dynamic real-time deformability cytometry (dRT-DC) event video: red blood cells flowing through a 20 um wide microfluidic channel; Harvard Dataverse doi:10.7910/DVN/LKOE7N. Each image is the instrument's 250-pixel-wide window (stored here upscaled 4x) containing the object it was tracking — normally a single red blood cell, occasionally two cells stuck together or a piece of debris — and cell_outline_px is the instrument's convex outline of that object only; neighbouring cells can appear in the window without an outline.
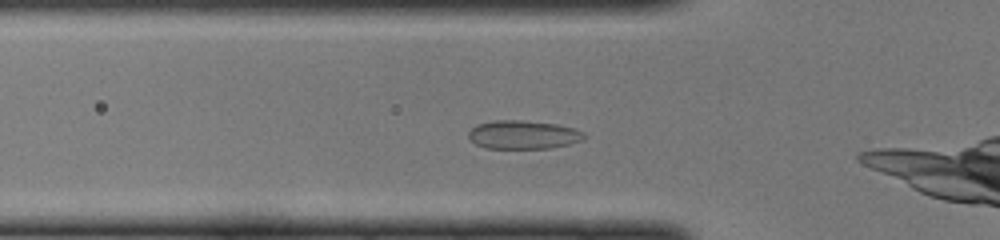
{"species": "common noctule bat (a hibernating species)", "species_latin": "Nyctalus noctula", "temperature_condition": "cold", "stored_images_in_passage": 29, "camera_frame_rate_fps": 3000, "um_per_image_px": 0.085, "animal": {"sex": "female", "body_mass_g": 22.0, "forearm_length_mm": 56.7}, "frame": {"image": 1, "passage_image": 5, "time_ms": 1.333, "image_size_px": [1000, 240], "cell_outline_px": [[588, 136], [584, 140], [552, 148], [484, 148], [476, 144], [468, 136], [468, 132], [476, 124], [496, 120], [520, 120], [556, 124], [572, 128], [584, 132]], "centroid_in_image_um": [44.49, 11.45], "position_along_channel_um": 81.3, "area_um2": 19.25}}
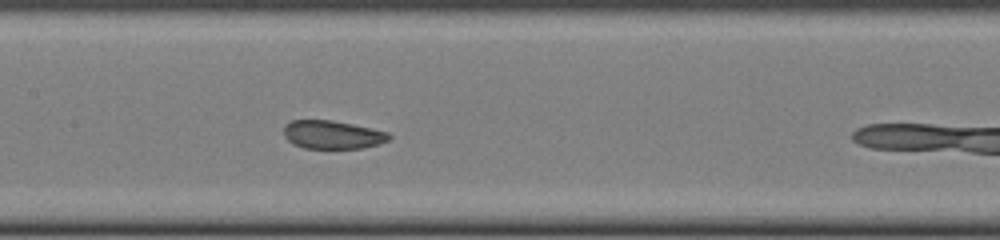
{"frame": {"image": 2, "passage_image": 12, "time_ms": 3.667, "image_size_px": [1000, 240], "cell_outline_px": [[392, 136], [388, 140], [380, 144], [360, 148], [304, 148], [292, 144], [284, 136], [284, 124], [292, 120], [332, 120], [372, 128], [388, 132]], "centroid_in_image_um": [28.25, 11.44], "position_along_channel_um": 179.2, "area_um2": 17.46}}
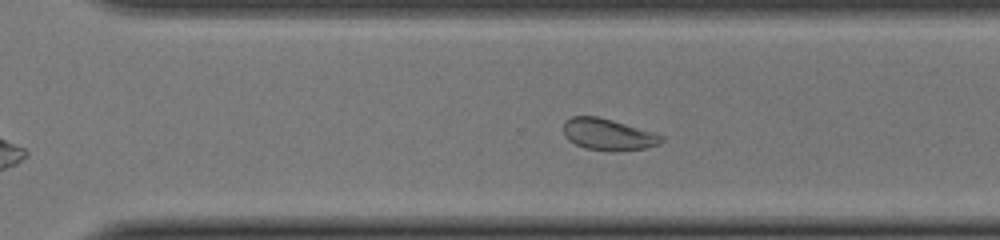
{"frame": {"image": 3, "passage_image": 22, "time_ms": 7.0, "image_size_px": [1000, 240], "cell_outline_px": [[664, 140], [660, 144], [648, 148], [612, 152], [584, 148], [568, 140], [564, 136], [564, 120], [572, 116], [600, 116], [656, 132], [664, 136]], "centroid_in_image_um": [51.73, 11.43], "position_along_channel_um": 318.9, "area_um2": 18.55}}